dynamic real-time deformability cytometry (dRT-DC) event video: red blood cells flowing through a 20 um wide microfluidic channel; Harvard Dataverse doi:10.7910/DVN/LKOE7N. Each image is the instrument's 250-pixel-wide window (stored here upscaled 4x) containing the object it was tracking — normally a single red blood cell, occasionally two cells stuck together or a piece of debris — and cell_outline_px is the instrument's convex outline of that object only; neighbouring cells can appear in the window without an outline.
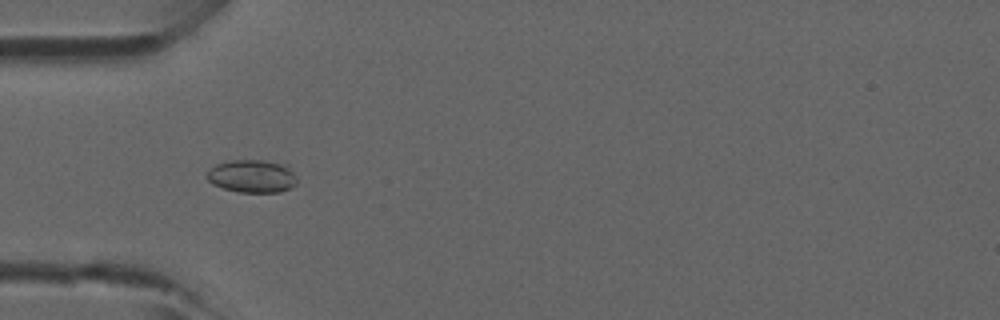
{"species": "common noctule bat (a hibernating species)", "species_latin": "Nyctalus noctula", "temperature_condition": "room temperature", "stored_images_in_passage": 47, "camera_frame_rate_fps": 3000, "um_per_image_px": 0.085, "animal": {"sex": "male", "forearm_length_mm": 52.5}, "frame": {"image": 1, "passage_image": 15, "time_ms": 4.667, "image_size_px": [1000, 320], "cell_outline_px": [[296, 184], [280, 192], [240, 192], [224, 188], [212, 184], [208, 180], [208, 168], [216, 164], [228, 160], [260, 160], [288, 164], [296, 176]], "centroid_in_image_um": [21.43, 14.96], "position_along_channel_um": 63.6, "area_um2": 17.34}}
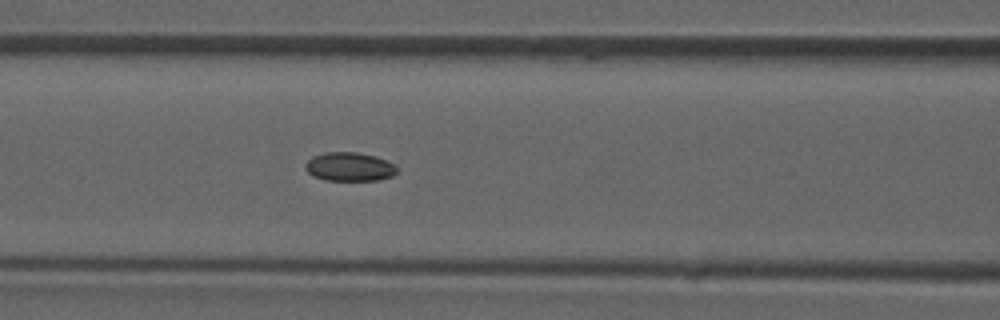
{"frame": {"image": 2, "passage_image": 20, "time_ms": 6.333, "image_size_px": [1000, 320], "cell_outline_px": [[396, 172], [392, 176], [376, 180], [324, 180], [312, 176], [304, 168], [304, 164], [312, 156], [324, 152], [356, 152], [376, 156], [388, 160], [396, 168]], "centroid_in_image_um": [29.66, 14.16], "position_along_channel_um": 136.9, "area_um2": 15.43}}
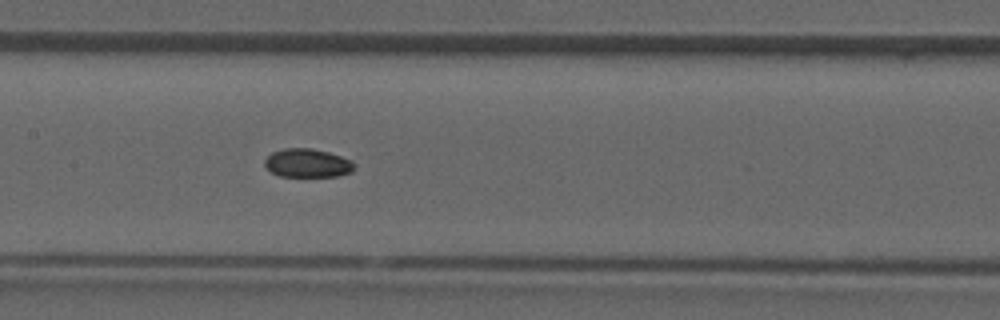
{"frame": {"image": 3, "passage_image": 23, "time_ms": 7.333, "image_size_px": [1000, 320], "cell_outline_px": [[356, 168], [352, 172], [336, 176], [280, 176], [272, 172], [264, 164], [264, 160], [272, 152], [284, 148], [312, 148], [328, 152], [352, 160], [356, 164]], "centroid_in_image_um": [26.17, 13.86], "position_along_channel_um": 181.2, "area_um2": 14.97}}